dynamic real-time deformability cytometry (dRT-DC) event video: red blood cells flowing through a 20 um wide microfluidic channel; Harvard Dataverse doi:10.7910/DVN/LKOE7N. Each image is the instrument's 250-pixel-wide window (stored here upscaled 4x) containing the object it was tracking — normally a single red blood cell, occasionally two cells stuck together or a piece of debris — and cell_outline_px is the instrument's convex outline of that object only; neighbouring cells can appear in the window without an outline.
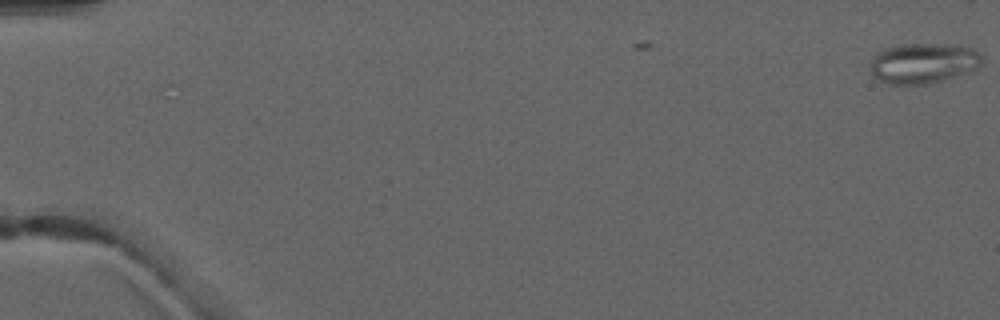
{"species": "common noctule bat (a hibernating species)", "species_latin": "Nyctalus noctula", "temperature_condition": "warm", "stored_images_in_passage": 4, "camera_frame_rate_fps": 3000, "um_per_image_px": 0.085, "animal": {"sex": "male", "forearm_length_mm": 52.5}, "frame": {"image": 1, "passage_image": 1, "time_ms": 0.0, "image_size_px": [1000, 320], "cell_outline_px": [[984, 60], [980, 68], [944, 80], [928, 84], [892, 84], [880, 80], [872, 76], [868, 68], [872, 56], [884, 48], [900, 44], [956, 44], [972, 48], [980, 52], [984, 56]], "centroid_in_image_um": [78.5, 5.36], "position_along_channel_um": 6.5, "area_um2": 26.93}}